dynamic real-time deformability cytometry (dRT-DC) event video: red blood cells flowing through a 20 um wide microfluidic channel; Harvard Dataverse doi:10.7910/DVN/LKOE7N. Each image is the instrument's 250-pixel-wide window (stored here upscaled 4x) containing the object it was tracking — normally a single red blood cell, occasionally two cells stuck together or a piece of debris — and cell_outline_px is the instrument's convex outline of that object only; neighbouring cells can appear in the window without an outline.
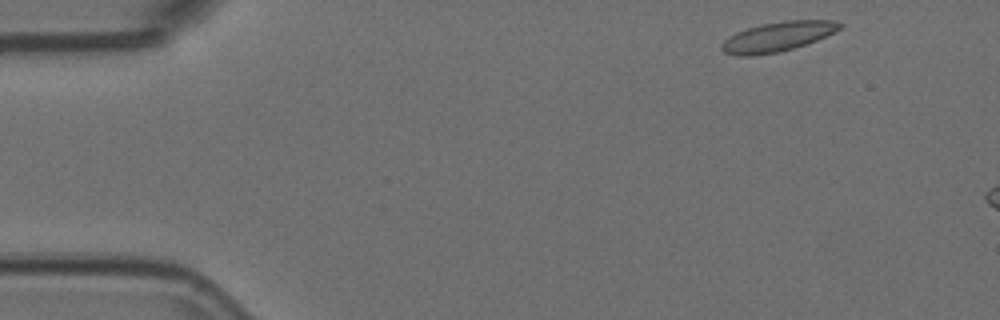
{"species": "Egyptian fruit bat (a non-hibernating species)", "species_latin": "Rousettus aegyptiacus", "temperature_condition": "room temperature", "stored_images_in_passage": 9, "camera_frame_rate_fps": 3000, "um_per_image_px": 0.085, "animal": {"sex": "female"}, "frame": {"image": 1, "passage_image": 2, "time_ms": 0.333, "image_size_px": [1000, 320], "cell_outline_px": [[844, 24], [840, 28], [816, 40], [792, 48], [776, 52], [752, 56], [740, 56], [724, 52], [720, 48], [720, 44], [728, 36], [736, 32], [748, 28], [764, 24], [784, 20], [832, 20]], "centroid_in_image_um": [66.05, 3.11], "position_along_channel_um": 19.0, "area_um2": 20.06}}